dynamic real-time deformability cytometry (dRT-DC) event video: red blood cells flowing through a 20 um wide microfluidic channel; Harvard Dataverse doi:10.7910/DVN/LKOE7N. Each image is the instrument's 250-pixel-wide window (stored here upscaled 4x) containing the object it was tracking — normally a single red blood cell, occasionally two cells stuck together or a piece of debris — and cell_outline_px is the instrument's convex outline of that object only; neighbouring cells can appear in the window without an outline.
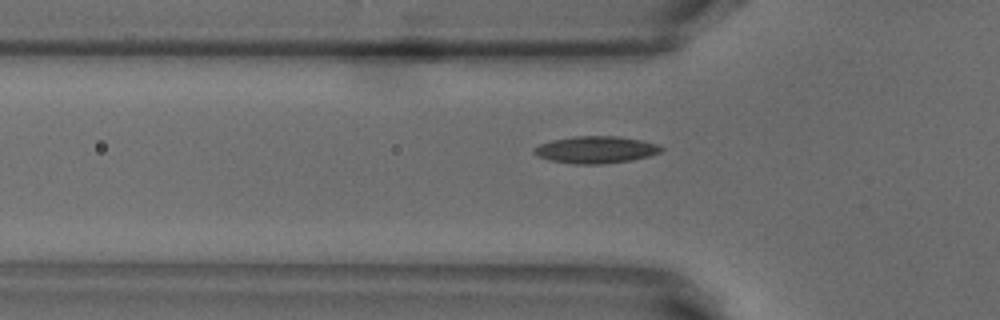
{"species": "common noctule bat (a hibernating species)", "species_latin": "Nyctalus noctula", "temperature_condition": "warm", "stored_images_in_passage": 36, "camera_frame_rate_fps": 3000, "um_per_image_px": 0.085, "animal": {"sex": "male", "body_mass_g": 18.8}, "frame": {"image": 1, "passage_image": 3, "time_ms": 0.667, "image_size_px": [1000, 320], "cell_outline_px": [[664, 148], [660, 152], [648, 156], [632, 160], [600, 164], [572, 164], [548, 160], [532, 152], [532, 148], [540, 144], [552, 140], [572, 136], [616, 136], [640, 140], [656, 144]], "centroid_in_image_um": [50.6, 12.73], "position_along_channel_um": 75.2, "area_um2": 20.0}}
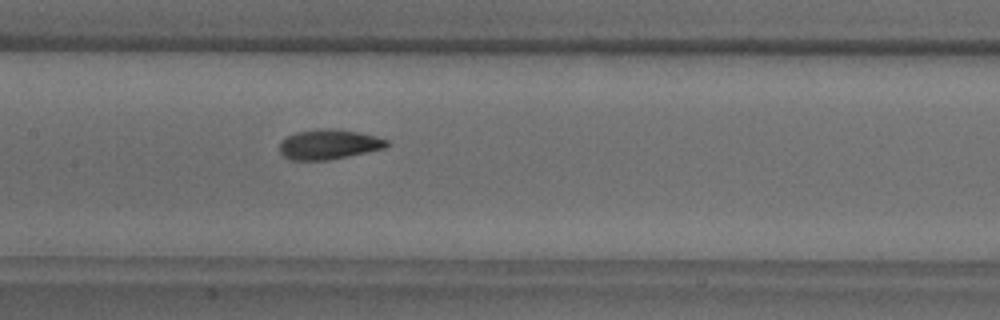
{"frame": {"image": 2, "passage_image": 11, "time_ms": 3.333, "image_size_px": [1000, 320], "cell_outline_px": [[388, 144], [384, 148], [328, 160], [292, 160], [284, 156], [280, 152], [280, 140], [296, 132], [324, 128], [332, 128], [356, 132], [376, 136], [388, 140]], "centroid_in_image_um": [27.92, 12.27], "position_along_channel_um": 179.5, "area_um2": 18.44}}
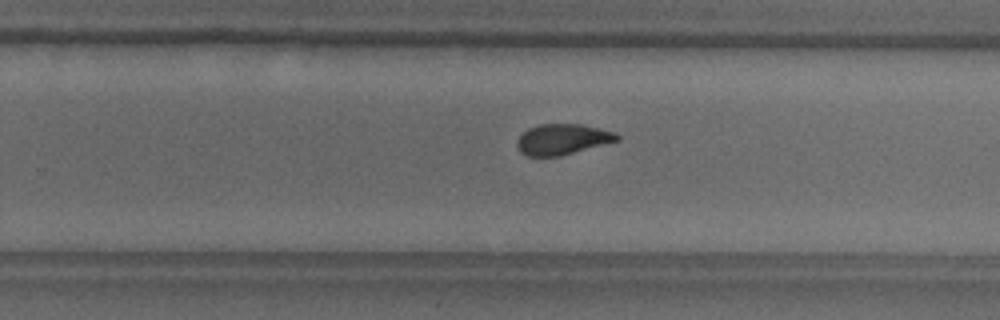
{"frame": {"image": 3, "passage_image": 19, "time_ms": 6.0, "image_size_px": [1000, 320], "cell_outline_px": [[620, 140], [560, 156], [528, 156], [520, 152], [516, 144], [516, 140], [528, 128], [536, 124], [580, 124], [616, 132], [620, 136]], "centroid_in_image_um": [47.8, 11.84], "position_along_channel_um": 282.0, "area_um2": 17.92}, "authors_computed_cell_mechanics": {"area_um2": 18.4671, "velocity_mm_per_s": 3.8523, "shape_relaxation_time_tau1_ms": 5.8842, "shape_relaxation_time_tau2_ms": 2.244, "deformation_change_tau1": 0.167, "deformation_change_tau2": 0.0892}}